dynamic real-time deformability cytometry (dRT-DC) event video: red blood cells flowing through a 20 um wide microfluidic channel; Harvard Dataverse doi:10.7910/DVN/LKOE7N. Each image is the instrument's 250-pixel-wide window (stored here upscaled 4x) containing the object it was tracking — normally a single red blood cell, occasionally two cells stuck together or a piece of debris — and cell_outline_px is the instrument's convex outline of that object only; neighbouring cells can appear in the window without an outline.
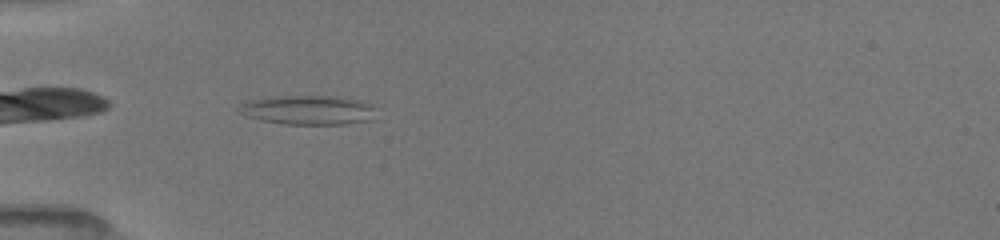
{"species": "common noctule bat (a hibernating species)", "species_latin": "Nyctalus noctula", "temperature_condition": "room temperature", "stored_images_in_passage": 1, "camera_frame_rate_fps": 3000, "um_per_image_px": 0.085, "animal": {"sex": "female", "body_mass_g": 19.5, "forearm_length_mm": 54.1}, "frame": {"image": 1, "passage_image": 1, "time_ms": 0.0, "image_size_px": [1000, 240], "cell_outline_px": [[372, 120], [348, 124], [284, 124], [260, 120], [248, 116], [240, 112], [240, 104], [244, 100], [276, 96], [340, 96], [360, 100], [372, 104]], "centroid_in_image_um": [26.18, 9.34], "position_along_channel_um": 58.8, "area_um2": 23.47}}